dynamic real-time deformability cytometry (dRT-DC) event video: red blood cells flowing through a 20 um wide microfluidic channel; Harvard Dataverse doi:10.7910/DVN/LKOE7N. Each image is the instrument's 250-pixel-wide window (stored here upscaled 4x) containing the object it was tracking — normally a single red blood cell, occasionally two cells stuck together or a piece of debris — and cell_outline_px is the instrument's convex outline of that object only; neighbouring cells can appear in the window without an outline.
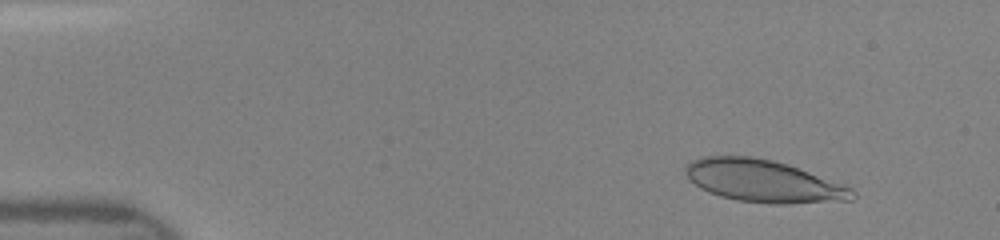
{"species": "human", "species_latin": "Homo sapiens", "temperature_condition": "room temperature", "stored_images_in_passage": 39, "camera_frame_rate_fps": 3000, "um_per_image_px": 0.085, "donor": {"sex": "female"}, "frame": {"image": 1, "passage_image": 5, "time_ms": 1.333, "image_size_px": [1000, 240], "cell_outline_px": [[856, 196], [852, 200], [788, 204], [772, 204], [736, 200], [720, 196], [708, 192], [700, 188], [688, 180], [684, 176], [684, 168], [692, 160], [704, 156], [752, 156], [772, 160], [788, 164], [852, 188], [856, 192]], "centroid_in_image_um": [64.85, 15.39], "position_along_channel_um": 20.1, "area_um2": 41.33}}
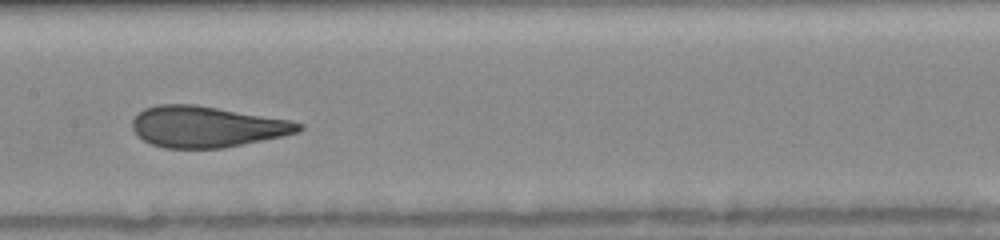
{"frame": {"image": 2, "passage_image": 24, "time_ms": 7.667, "image_size_px": [1000, 240], "cell_outline_px": [[304, 128], [296, 132], [280, 136], [224, 148], [164, 148], [152, 144], [144, 140], [132, 128], [132, 120], [136, 112], [144, 108], [160, 104], [196, 104], [292, 120], [304, 124]], "centroid_in_image_um": [17.55, 10.75], "position_along_channel_um": 189.8, "area_um2": 39.82}}
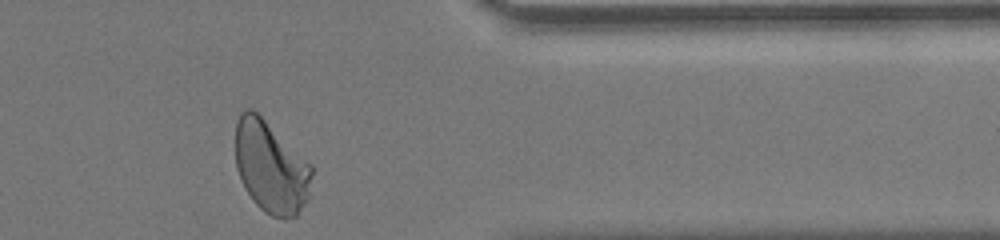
{"frame": {"image": 3, "passage_image": 39, "time_ms": 12.667, "image_size_px": [1000, 240], "cell_outline_px": [[312, 176], [308, 200], [296, 216], [284, 220], [272, 216], [264, 212], [252, 200], [244, 188], [240, 180], [236, 168], [236, 120], [240, 112], [244, 108], [252, 108], [312, 164]], "centroid_in_image_um": [23.02, 14.22], "position_along_channel_um": 388.4, "area_um2": 41.33}}